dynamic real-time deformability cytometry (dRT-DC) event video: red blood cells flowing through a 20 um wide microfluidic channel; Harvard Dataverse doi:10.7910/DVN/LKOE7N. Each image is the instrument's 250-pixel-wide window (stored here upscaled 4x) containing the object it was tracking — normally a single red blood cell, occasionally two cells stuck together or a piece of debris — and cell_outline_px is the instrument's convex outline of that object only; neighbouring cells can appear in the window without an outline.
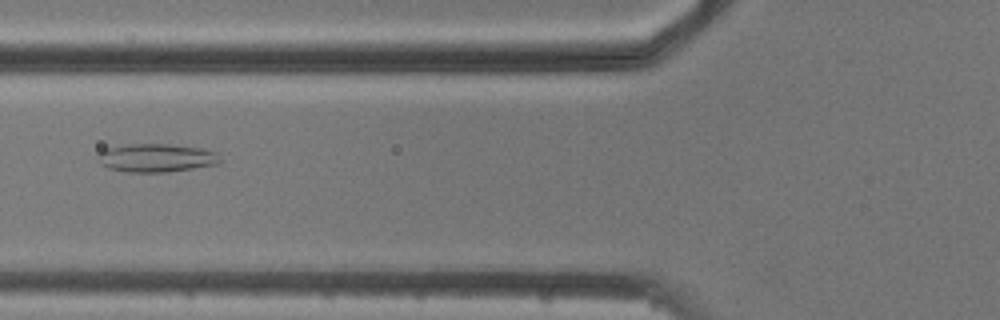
{"species": "common noctule bat (a hibernating species)", "species_latin": "Nyctalus noctula", "temperature_condition": "cold", "stored_images_in_passage": 3, "camera_frame_rate_fps": 3000, "um_per_image_px": 0.085, "animal": {"sex": "male", "body_mass_g": 20.5, "forearm_length_mm": 52.5}, "frame": {"image": 1, "passage_image": 3, "time_ms": 3.0, "image_size_px": [1000, 320], "cell_outline_px": [[220, 164], [168, 172], [128, 172], [108, 168], [100, 164], [96, 160], [100, 152], [104, 148], [128, 144], [168, 144], [200, 148], [216, 152], [220, 160]], "centroid_in_image_um": [13.25, 13.42], "position_along_channel_um": 112.5, "area_um2": 20.29}}